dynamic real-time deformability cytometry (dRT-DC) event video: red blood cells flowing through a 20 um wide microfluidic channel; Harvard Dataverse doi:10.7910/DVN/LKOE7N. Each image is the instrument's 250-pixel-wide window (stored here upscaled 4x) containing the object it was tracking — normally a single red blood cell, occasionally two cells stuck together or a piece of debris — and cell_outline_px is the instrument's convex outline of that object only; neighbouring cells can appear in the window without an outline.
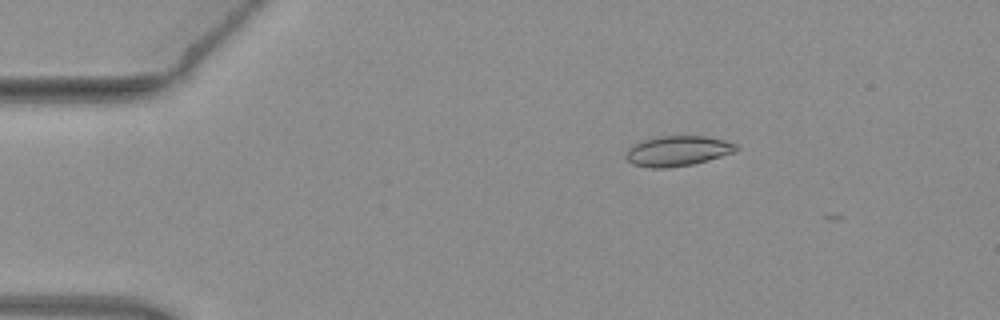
{"species": "common noctule bat (a hibernating species)", "species_latin": "Nyctalus noctula", "temperature_condition": "warm", "stored_images_in_passage": 11, "camera_frame_rate_fps": 3000, "um_per_image_px": 0.085, "animal": {"sex": "female", "body_mass_g": 19.3, "forearm_length_mm": 54.1}, "frame": {"image": 1, "passage_image": 9, "time_ms": 2.667, "image_size_px": [1000, 320], "cell_outline_px": [[740, 148], [736, 152], [708, 160], [692, 164], [668, 168], [652, 168], [632, 164], [624, 156], [628, 148], [632, 144], [640, 140], [656, 136], [704, 136], [724, 140], [736, 144]], "centroid_in_image_um": [57.57, 12.82], "position_along_channel_um": 27.4, "area_um2": 19.65}}